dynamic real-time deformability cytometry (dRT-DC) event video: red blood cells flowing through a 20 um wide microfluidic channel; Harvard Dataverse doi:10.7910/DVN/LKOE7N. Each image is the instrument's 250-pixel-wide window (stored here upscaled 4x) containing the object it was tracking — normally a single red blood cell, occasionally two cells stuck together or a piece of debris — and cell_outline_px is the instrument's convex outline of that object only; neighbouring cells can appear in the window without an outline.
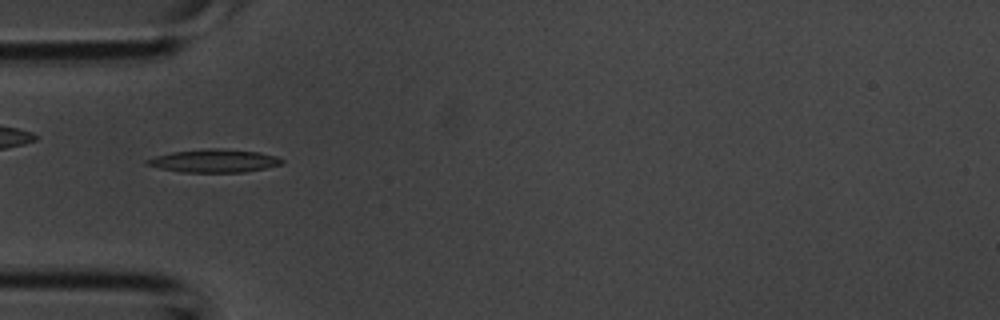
{"species": "common noctule bat (a hibernating species)", "species_latin": "Nyctalus noctula", "temperature_condition": "room temperature", "stored_images_in_passage": 1, "camera_frame_rate_fps": 3000, "um_per_image_px": 0.085, "animal": {"sex": "male", "body_mass_g": 20.1, "forearm_length_mm": 53.5}, "frame": {"image": 1, "passage_image": 1, "time_ms": 0.0, "image_size_px": [1000, 320], "cell_outline_px": [[284, 160], [280, 164], [264, 168], [244, 172], [180, 172], [160, 168], [144, 164], [144, 160], [156, 156], [172, 152], [208, 148], [220, 148], [260, 152], [276, 156]], "centroid_in_image_um": [18.17, 13.66], "position_along_channel_um": 66.8, "area_um2": 18.09}}